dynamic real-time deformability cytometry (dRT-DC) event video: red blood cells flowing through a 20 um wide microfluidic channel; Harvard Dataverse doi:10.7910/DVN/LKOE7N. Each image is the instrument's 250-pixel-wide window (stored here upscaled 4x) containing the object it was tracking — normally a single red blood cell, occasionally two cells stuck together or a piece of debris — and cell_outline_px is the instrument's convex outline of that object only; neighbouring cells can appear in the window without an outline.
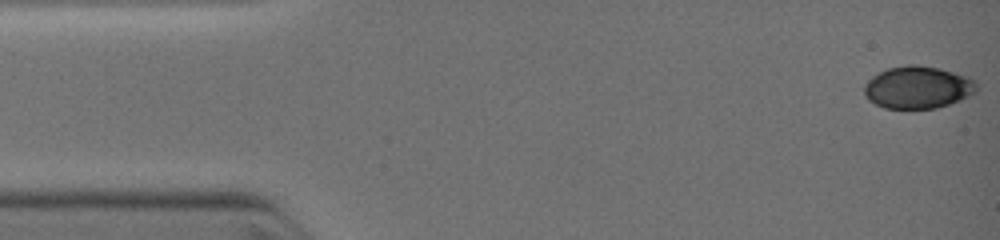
{"species": "common noctule bat (a hibernating species)", "species_latin": "Nyctalus noctula", "temperature_condition": "warm", "stored_images_in_passage": 9, "camera_frame_rate_fps": 3000, "um_per_image_px": 0.085, "animal": {"sex": "female", "body_mass_g": 19.0, "forearm_length_mm": 51.5}, "frame": {"image": 1, "passage_image": 1, "time_ms": 0.0, "image_size_px": [1000, 240], "cell_outline_px": [[976, 92], [960, 100], [936, 108], [884, 108], [868, 100], [864, 96], [864, 84], [872, 76], [888, 68], [908, 64], [916, 64], [940, 68], [968, 76], [976, 84]], "centroid_in_image_um": [77.98, 7.42], "position_along_channel_um": 7.0, "area_um2": 27.74}}
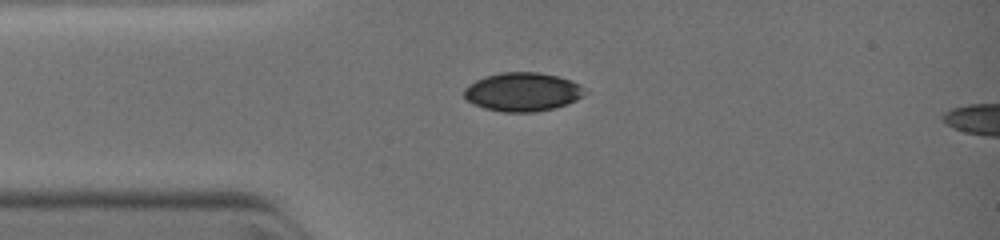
{"frame": {"image": 2, "passage_image": 6, "time_ms": 2.667, "image_size_px": [1000, 240], "cell_outline_px": [[588, 92], [584, 96], [568, 104], [556, 108], [536, 112], [500, 112], [484, 108], [472, 104], [464, 100], [464, 88], [476, 80], [484, 76], [500, 72], [540, 72], [572, 80], [580, 84]], "centroid_in_image_um": [44.43, 7.82], "position_along_channel_um": 40.6, "area_um2": 27.74}}